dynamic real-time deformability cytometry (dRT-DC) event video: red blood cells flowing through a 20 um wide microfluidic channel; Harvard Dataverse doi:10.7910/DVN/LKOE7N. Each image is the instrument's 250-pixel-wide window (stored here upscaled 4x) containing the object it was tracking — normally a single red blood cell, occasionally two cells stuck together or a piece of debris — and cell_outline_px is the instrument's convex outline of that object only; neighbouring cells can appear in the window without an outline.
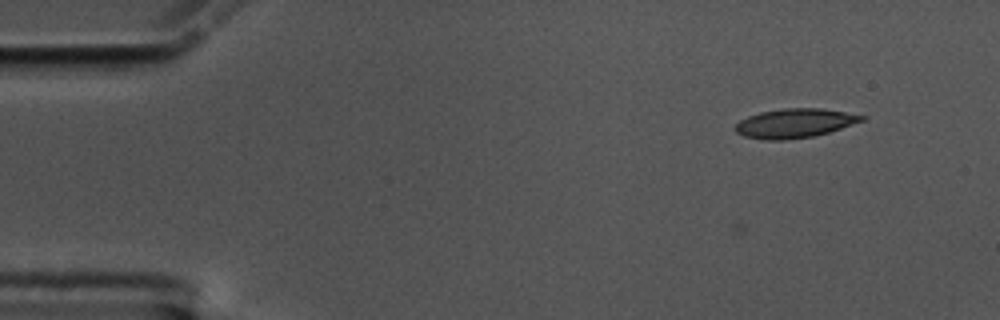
{"species": "common noctule bat (a hibernating species)", "species_latin": "Nyctalus noctula", "temperature_condition": "cold", "stored_images_in_passage": 2, "camera_frame_rate_fps": 3000, "um_per_image_px": 0.085, "animal": {"sex": "male", "body_mass_g": 17.5, "forearm_length_mm": 52.3}, "frame": {"image": 1, "passage_image": 2, "time_ms": 0.333, "image_size_px": [1000, 320], "cell_outline_px": [[868, 116], [864, 120], [828, 132], [812, 136], [780, 140], [764, 140], [744, 136], [736, 132], [732, 128], [740, 120], [748, 116], [760, 112], [784, 108], [820, 108]], "centroid_in_image_um": [67.5, 10.47], "position_along_channel_um": 17.5, "area_um2": 21.33}}